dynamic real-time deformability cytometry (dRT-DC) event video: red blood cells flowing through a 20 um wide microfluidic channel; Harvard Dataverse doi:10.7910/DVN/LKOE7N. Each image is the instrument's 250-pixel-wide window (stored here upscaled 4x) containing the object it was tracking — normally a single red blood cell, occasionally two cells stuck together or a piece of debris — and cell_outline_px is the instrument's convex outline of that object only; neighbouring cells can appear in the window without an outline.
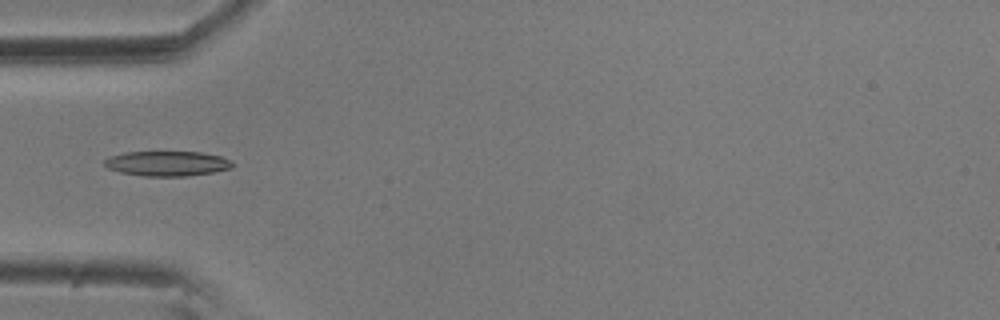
{"species": "common noctule bat (a hibernating species)", "species_latin": "Nyctalus noctula", "temperature_condition": "room temperature", "stored_images_in_passage": 5, "camera_frame_rate_fps": 3000, "um_per_image_px": 0.085, "animal": {"sex": "male", "body_mass_g": 20.5, "forearm_length_mm": 52.5}, "frame": {"image": 1, "passage_image": 3, "time_ms": 0.667, "image_size_px": [1000, 320], "cell_outline_px": [[232, 168], [212, 172], [188, 176], [144, 176], [120, 172], [108, 168], [104, 164], [104, 160], [112, 156], [124, 152], [200, 152], [220, 156], [232, 160]], "centroid_in_image_um": [14.22, 13.9], "position_along_channel_um": 70.8, "area_um2": 18.5}}
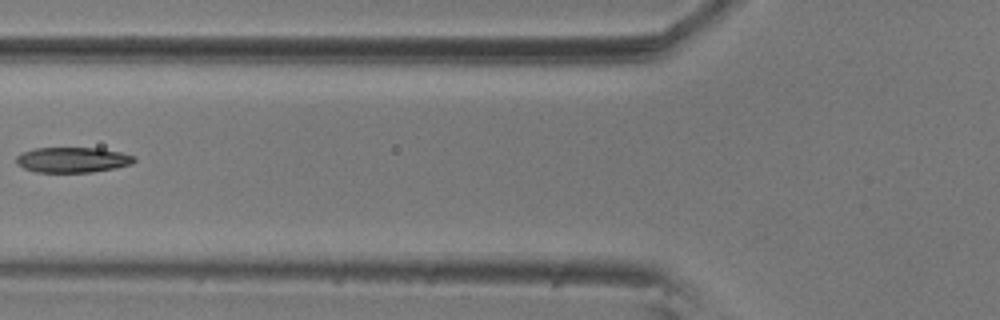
{"frame": {"image": 2, "passage_image": 4, "time_ms": 1.0, "image_size_px": [1000, 320], "cell_outline_px": [[136, 160], [132, 164], [116, 168], [92, 172], [36, 172], [24, 168], [16, 164], [16, 156], [20, 152], [36, 148], [100, 148], [120, 152], [136, 156]], "centroid_in_image_um": [6.17, 13.58], "position_along_channel_um": 119.6, "area_um2": 17.57}}
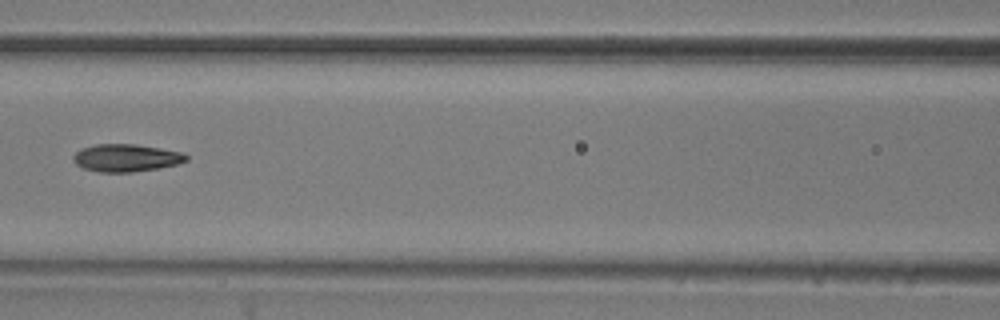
{"frame": {"image": 3, "passage_image": 5, "time_ms": 1.333, "image_size_px": [1000, 320], "cell_outline_px": [[188, 160], [176, 164], [160, 168], [132, 172], [100, 172], [84, 168], [76, 164], [72, 160], [72, 156], [80, 148], [96, 144], [136, 144], [184, 152], [188, 156]], "centroid_in_image_um": [10.72, 13.41], "position_along_channel_um": 155.9, "area_um2": 18.26}}